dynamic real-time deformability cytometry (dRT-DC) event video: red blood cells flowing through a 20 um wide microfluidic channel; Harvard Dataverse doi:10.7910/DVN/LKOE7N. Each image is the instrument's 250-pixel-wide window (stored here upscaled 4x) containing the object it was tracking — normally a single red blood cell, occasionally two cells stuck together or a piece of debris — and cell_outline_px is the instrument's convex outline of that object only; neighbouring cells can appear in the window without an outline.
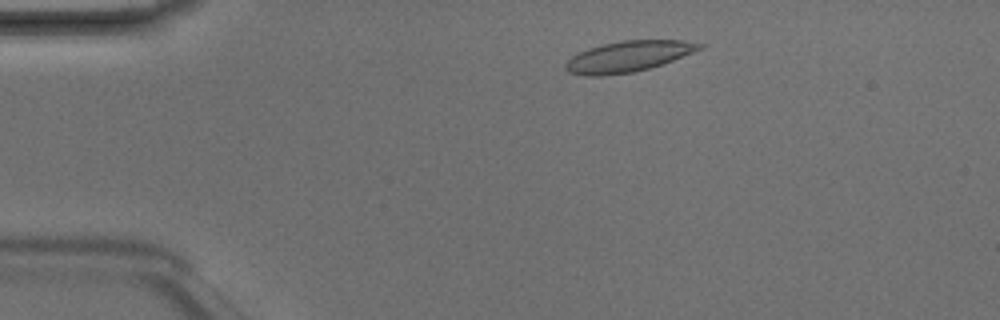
{"species": "Egyptian fruit bat (a non-hibernating species)", "species_latin": "Rousettus aegyptiacus", "temperature_condition": "room temperature", "stored_images_in_passage": 4, "camera_frame_rate_fps": 3000, "um_per_image_px": 0.085, "animal": {"sex": "male"}, "frame": {"image": 1, "passage_image": 2, "time_ms": 0.333, "image_size_px": [1000, 320], "cell_outline_px": [[704, 48], [672, 60], [648, 68], [632, 72], [600, 76], [584, 76], [568, 72], [564, 68], [564, 64], [572, 56], [588, 48], [620, 40], [684, 40], [704, 44]], "centroid_in_image_um": [53.38, 4.79], "position_along_channel_um": 31.6, "area_um2": 23.93}}
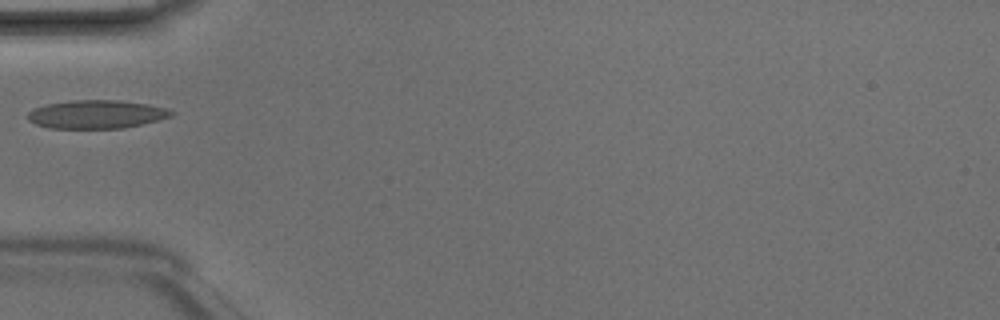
{"frame": {"image": 2, "passage_image": 4, "time_ms": 1.0, "image_size_px": [1000, 320], "cell_outline_px": [[176, 112], [172, 116], [140, 124], [120, 128], [48, 128], [36, 124], [28, 120], [28, 112], [44, 104], [72, 100], [120, 100], [148, 104], [164, 108]], "centroid_in_image_um": [8.17, 9.7], "position_along_channel_um": 76.8, "area_um2": 23.58}}